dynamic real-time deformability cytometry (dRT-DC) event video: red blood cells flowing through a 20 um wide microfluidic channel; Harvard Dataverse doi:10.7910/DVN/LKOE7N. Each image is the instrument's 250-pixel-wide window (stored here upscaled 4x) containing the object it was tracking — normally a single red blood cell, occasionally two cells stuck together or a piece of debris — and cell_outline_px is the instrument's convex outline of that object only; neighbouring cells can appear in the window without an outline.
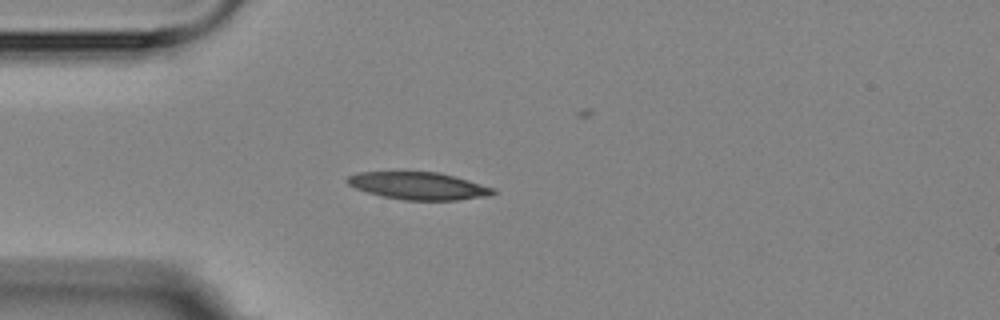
{"species": "Egyptian fruit bat (a non-hibernating species)", "species_latin": "Rousettus aegyptiacus", "temperature_condition": "room temperature", "stored_images_in_passage": 5, "camera_frame_rate_fps": 3000, "um_per_image_px": 0.085, "animal": {"sex": "female"}, "frame": {"image": 1, "passage_image": 3, "time_ms": 2.333, "image_size_px": [1000, 320], "cell_outline_px": [[496, 192], [488, 196], [456, 200], [404, 200], [384, 196], [368, 192], [356, 188], [348, 184], [344, 180], [348, 176], [360, 172], [436, 172], [468, 180], [496, 188]], "centroid_in_image_um": [35.58, 15.8], "position_along_channel_um": 49.4, "area_um2": 23.06}}